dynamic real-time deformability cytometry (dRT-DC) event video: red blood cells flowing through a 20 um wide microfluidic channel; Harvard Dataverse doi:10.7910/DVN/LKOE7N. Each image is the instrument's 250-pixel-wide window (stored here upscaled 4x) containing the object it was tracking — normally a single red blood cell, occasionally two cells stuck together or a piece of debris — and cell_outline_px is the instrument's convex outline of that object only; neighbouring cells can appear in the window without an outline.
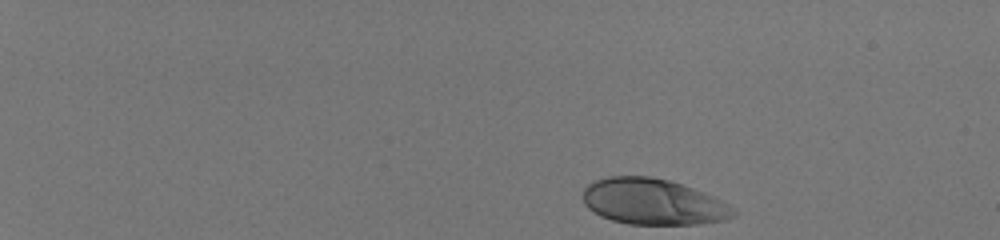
{"species": "human", "species_latin": "Homo sapiens", "temperature_condition": "room temperature", "stored_images_in_passage": 43, "camera_frame_rate_fps": 3000, "um_per_image_px": 0.085, "donor": {"sex": "male"}, "frame": {"image": 1, "passage_image": 1, "time_ms": 0.0, "image_size_px": [1000, 240], "cell_outline_px": [[736, 216], [724, 220], [696, 224], [628, 224], [612, 220], [600, 216], [592, 212], [584, 204], [584, 188], [592, 180], [608, 176], [652, 176], [668, 180], [704, 192], [736, 208]], "centroid_in_image_um": [55.49, 17.15], "position_along_channel_um": 29.5, "area_um2": 40.46}}
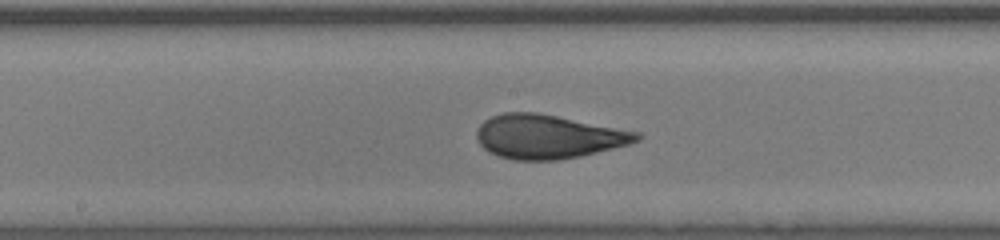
{"frame": {"image": 2, "passage_image": 25, "time_ms": 8.0, "image_size_px": [1000, 240], "cell_outline_px": [[644, 136], [640, 140], [632, 144], [580, 156], [556, 160], [516, 160], [496, 156], [488, 152], [480, 144], [476, 136], [476, 132], [480, 124], [484, 120], [492, 116], [504, 112], [536, 112], [640, 132]], "centroid_in_image_um": [46.6, 11.62], "position_along_channel_um": 201.6, "area_um2": 41.15}}
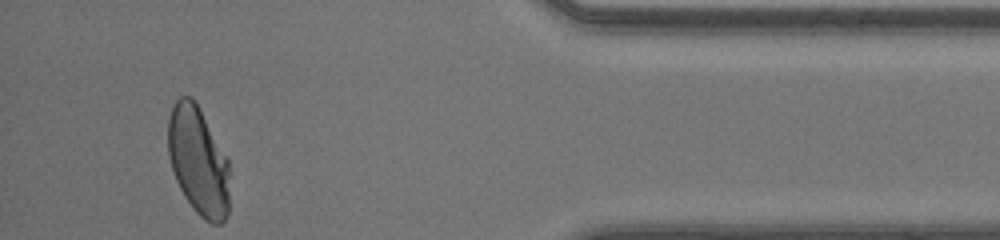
{"frame": {"image": 3, "passage_image": 43, "time_ms": 14.0, "image_size_px": [1000, 240], "cell_outline_px": [[228, 216], [220, 224], [212, 224], [204, 220], [196, 212], [184, 196], [176, 180], [168, 156], [168, 120], [172, 108], [176, 100], [180, 96], [192, 96], [228, 160]], "centroid_in_image_um": [16.83, 13.71], "position_along_channel_um": 418.4, "area_um2": 38.49}, "authors_computed_cell_mechanics": {"area_um2": 40.3444, "velocity_mm_per_s": 4.1318, "shape_relaxation_time_tau1_ms": 4.3472, "shape_relaxation_time_tau2_ms": null, "deformation_change_tau1": 0.2154, "deformation_change_tau2": null}}